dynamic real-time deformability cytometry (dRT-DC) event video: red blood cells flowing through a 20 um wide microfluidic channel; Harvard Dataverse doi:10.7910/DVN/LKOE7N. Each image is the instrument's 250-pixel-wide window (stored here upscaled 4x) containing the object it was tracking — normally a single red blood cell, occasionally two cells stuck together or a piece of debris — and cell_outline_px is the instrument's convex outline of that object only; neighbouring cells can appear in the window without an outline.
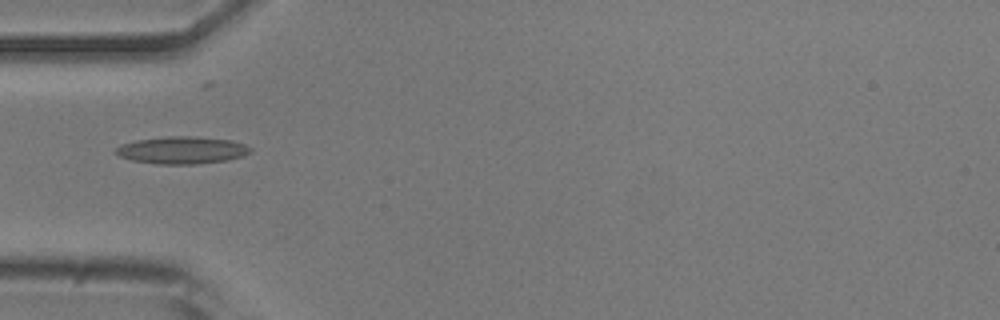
{"species": "common noctule bat (a hibernating species)", "species_latin": "Nyctalus noctula", "temperature_condition": "room temperature", "stored_images_in_passage": 9, "camera_frame_rate_fps": 3000, "um_per_image_px": 0.085, "animal": {"sex": "male", "body_mass_g": 20.5, "forearm_length_mm": 52.5}, "frame": {"image": 1, "passage_image": 1, "time_ms": 0.0, "image_size_px": [1000, 320], "cell_outline_px": [[252, 152], [228, 160], [196, 164], [156, 164], [132, 160], [120, 156], [112, 152], [120, 144], [136, 140], [168, 136], [192, 136], [232, 140], [244, 144], [252, 148]], "centroid_in_image_um": [15.45, 12.76], "position_along_channel_um": 69.6, "area_um2": 21.5}}
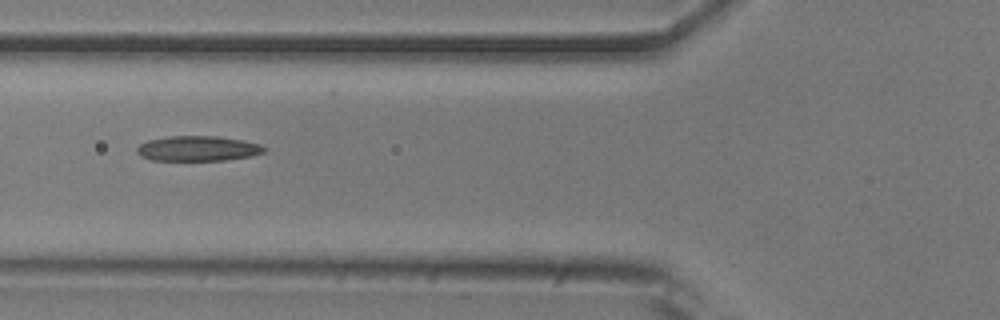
{"frame": {"image": 2, "passage_image": 4, "time_ms": 1.0, "image_size_px": [1000, 320], "cell_outline_px": [[268, 148], [264, 152], [252, 156], [224, 160], [148, 160], [140, 156], [136, 152], [136, 148], [140, 144], [148, 140], [168, 136], [216, 136], [244, 140], [260, 144]], "centroid_in_image_um": [16.81, 12.62], "position_along_channel_um": 109.0, "area_um2": 18.79}}